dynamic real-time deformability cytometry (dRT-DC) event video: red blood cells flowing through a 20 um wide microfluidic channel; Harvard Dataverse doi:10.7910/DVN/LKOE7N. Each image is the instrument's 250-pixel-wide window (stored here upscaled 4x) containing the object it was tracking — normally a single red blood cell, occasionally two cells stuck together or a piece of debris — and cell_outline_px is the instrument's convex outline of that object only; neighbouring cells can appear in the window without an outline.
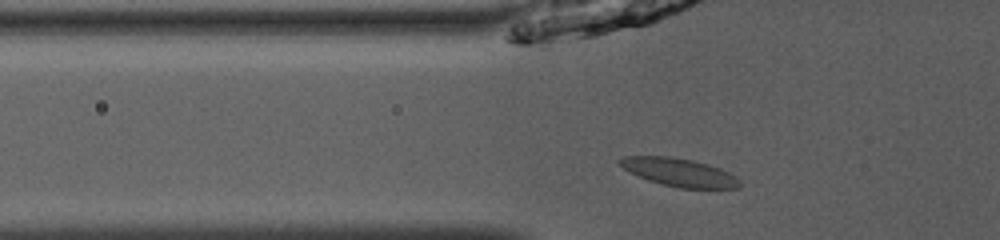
{"species": "common noctule bat (a hibernating species)", "species_latin": "Nyctalus noctula", "temperature_condition": "room temperature", "stored_images_in_passage": 40, "camera_frame_rate_fps": 3000, "um_per_image_px": 0.085, "animal": {"sex": "male", "body_mass_g": 13.0, "forearm_length_mm": 53.1}, "frame": {"image": 1, "passage_image": 8, "time_ms": 2.333, "image_size_px": [1000, 240], "cell_outline_px": [[740, 188], [680, 188], [648, 180], [628, 172], [616, 160], [624, 156], [672, 156], [692, 160], [708, 164], [720, 168], [736, 176], [740, 180]], "centroid_in_image_um": [57.73, 14.64], "position_along_channel_um": 68.1, "area_um2": 19.65}}
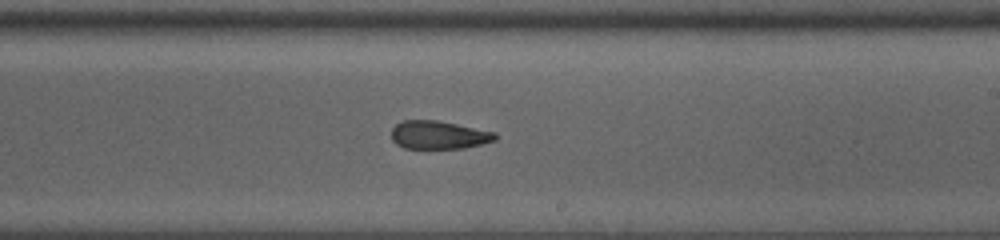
{"frame": {"image": 2, "passage_image": 22, "time_ms": 7.0, "image_size_px": [1000, 240], "cell_outline_px": [[496, 140], [464, 148], [404, 148], [396, 144], [392, 140], [392, 128], [396, 124], [404, 120], [436, 120], [496, 132]], "centroid_in_image_um": [37.27, 11.47], "position_along_channel_um": 251.7, "area_um2": 16.94}}
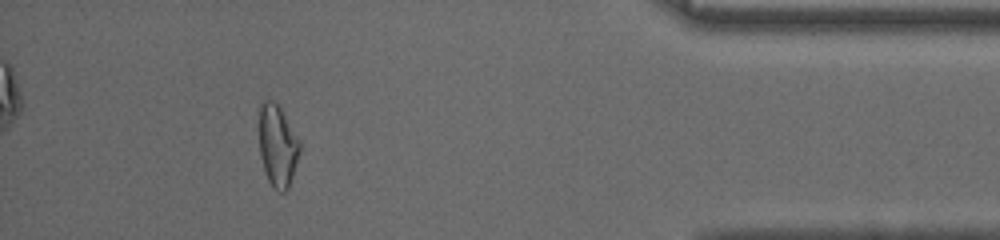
{"frame": {"image": 3, "passage_image": 37, "time_ms": 12.0, "image_size_px": [1000, 240], "cell_outline_px": [[300, 152], [288, 188], [284, 192], [276, 192], [272, 188], [268, 180], [260, 156], [260, 104], [264, 100], [272, 100], [280, 108], [300, 140]], "centroid_in_image_um": [23.6, 12.42], "position_along_channel_um": 411.6, "area_um2": 19.19}}